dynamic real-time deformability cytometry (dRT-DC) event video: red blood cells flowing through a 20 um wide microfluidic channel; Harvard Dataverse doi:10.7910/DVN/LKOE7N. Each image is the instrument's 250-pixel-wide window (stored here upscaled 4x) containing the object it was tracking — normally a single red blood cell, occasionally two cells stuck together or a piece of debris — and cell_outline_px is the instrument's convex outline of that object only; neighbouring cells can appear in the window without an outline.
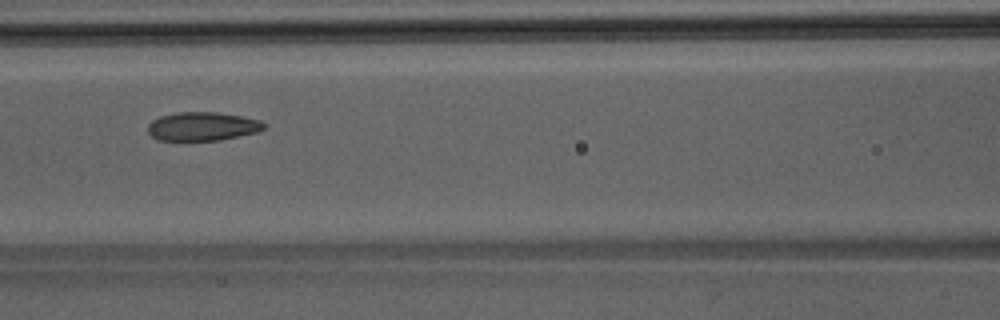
{"species": "Egyptian fruit bat (a non-hibernating species)", "species_latin": "Rousettus aegyptiacus", "temperature_condition": "room temperature", "stored_images_in_passage": 42, "camera_frame_rate_fps": 3000, "um_per_image_px": 0.085, "animal": {"sex": "male"}, "frame": {"image": 1, "passage_image": 15, "time_ms": 4.667, "image_size_px": [1000, 320], "cell_outline_px": [[268, 124], [260, 132], [220, 140], [156, 140], [148, 132], [148, 124], [152, 120], [160, 116], [176, 112], [220, 112], [260, 120]], "centroid_in_image_um": [17.23, 10.74], "position_along_channel_um": 149.4, "area_um2": 19.59}}
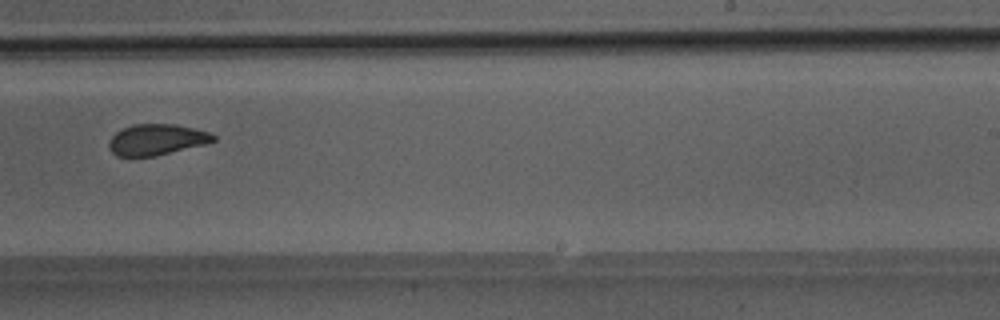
{"frame": {"image": 2, "passage_image": 24, "time_ms": 7.667, "image_size_px": [1000, 320], "cell_outline_px": [[216, 140], [204, 144], [156, 156], [116, 156], [108, 148], [108, 140], [116, 132], [132, 124], [176, 124], [208, 132], [216, 136]], "centroid_in_image_um": [13.28, 11.87], "position_along_channel_um": 275.7, "area_um2": 18.79}}
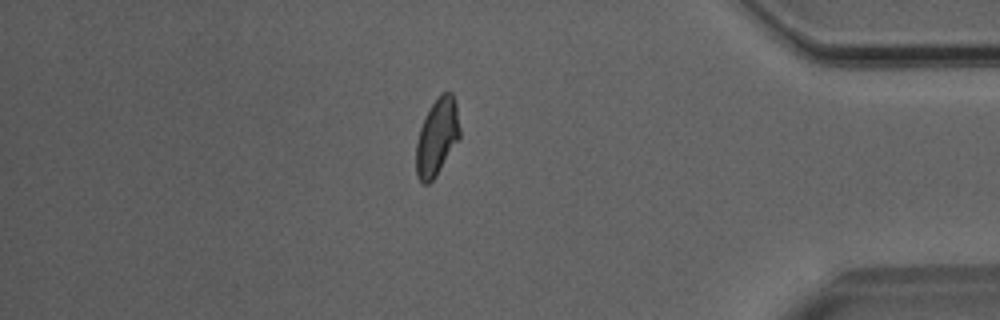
{"frame": {"image": 3, "passage_image": 35, "time_ms": 11.333, "image_size_px": [1000, 320], "cell_outline_px": [[460, 140], [436, 176], [428, 184], [424, 184], [420, 180], [416, 172], [416, 144], [420, 128], [432, 104], [440, 92], [452, 92], [456, 100], [460, 128]], "centroid_in_image_um": [37.18, 11.64], "position_along_channel_um": 398.0, "area_um2": 19.77}}